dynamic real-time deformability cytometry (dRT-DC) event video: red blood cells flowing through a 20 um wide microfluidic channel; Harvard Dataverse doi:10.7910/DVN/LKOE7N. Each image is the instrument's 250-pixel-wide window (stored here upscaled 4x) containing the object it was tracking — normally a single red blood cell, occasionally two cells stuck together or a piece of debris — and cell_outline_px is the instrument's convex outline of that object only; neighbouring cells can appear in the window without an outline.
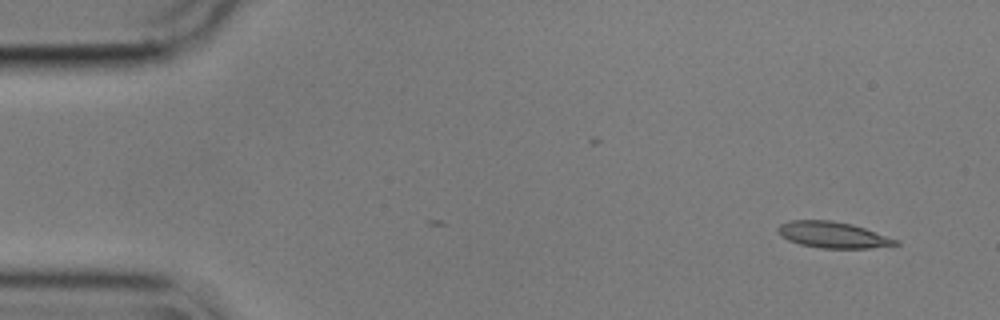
{"species": "common noctule bat (a hibernating species)", "species_latin": "Nyctalus noctula", "temperature_condition": "cold", "stored_images_in_passage": 4, "camera_frame_rate_fps": 3000, "um_per_image_px": 0.085, "animal": {"sex": "male", "body_mass_g": 17.9}, "frame": {"image": 1, "passage_image": 4, "time_ms": 1.0, "image_size_px": [1000, 320], "cell_outline_px": [[900, 244], [868, 248], [820, 248], [800, 244], [788, 240], [776, 228], [780, 224], [792, 220], [832, 220], [852, 224], [900, 240]], "centroid_in_image_um": [70.82, 19.96], "position_along_channel_um": 14.2, "area_um2": 17.8}}